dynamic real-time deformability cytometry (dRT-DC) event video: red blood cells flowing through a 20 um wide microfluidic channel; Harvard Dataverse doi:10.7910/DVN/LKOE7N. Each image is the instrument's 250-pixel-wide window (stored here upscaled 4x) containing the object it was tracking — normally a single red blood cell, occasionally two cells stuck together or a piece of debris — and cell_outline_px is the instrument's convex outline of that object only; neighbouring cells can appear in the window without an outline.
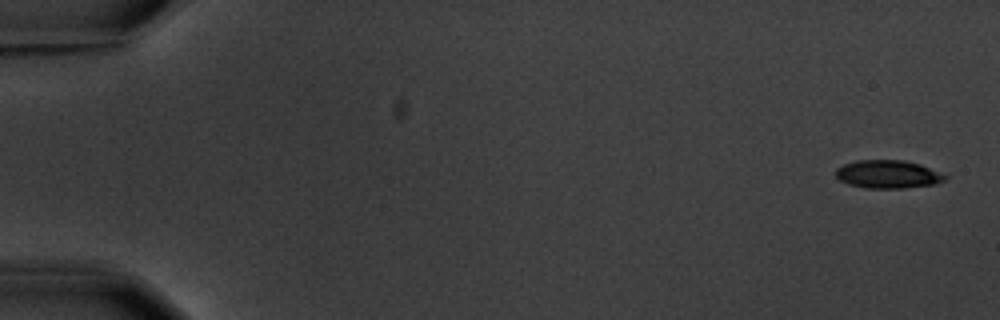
{"species": "common noctule bat (a hibernating species)", "species_latin": "Nyctalus noctula", "temperature_condition": "warm", "stored_images_in_passage": 5, "camera_frame_rate_fps": 3000, "um_per_image_px": 0.085, "animal": {"sex": "male", "body_mass_g": 20.1, "forearm_length_mm": 53.5}, "frame": {"image": 1, "passage_image": 1, "time_ms": 0.0, "image_size_px": [1000, 320], "cell_outline_px": [[948, 176], [944, 180], [936, 184], [904, 188], [868, 188], [848, 184], [840, 180], [836, 176], [836, 168], [844, 164], [856, 160], [904, 160], [920, 164], [944, 172]], "centroid_in_image_um": [75.52, 14.8], "position_along_channel_um": 9.5, "area_um2": 18.09}}